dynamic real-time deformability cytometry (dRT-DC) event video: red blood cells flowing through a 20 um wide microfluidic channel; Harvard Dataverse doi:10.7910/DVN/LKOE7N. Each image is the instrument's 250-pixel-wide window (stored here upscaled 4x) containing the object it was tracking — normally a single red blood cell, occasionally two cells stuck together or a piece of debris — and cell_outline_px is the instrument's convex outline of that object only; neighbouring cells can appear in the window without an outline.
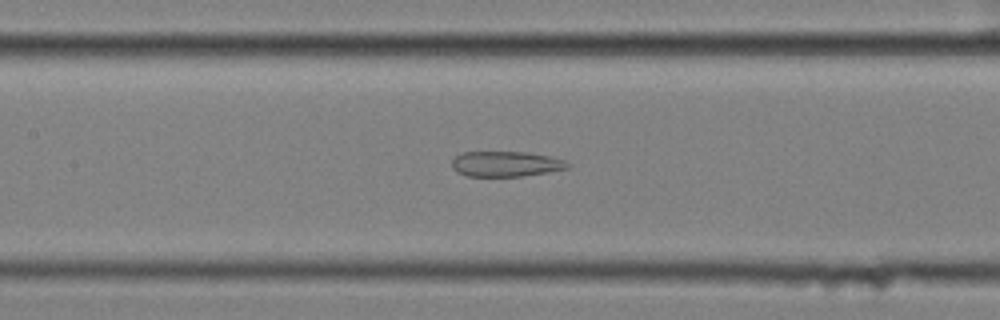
{"species": "common noctule bat (a hibernating species)", "species_latin": "Nyctalus noctula", "temperature_condition": "cold", "stored_images_in_passage": 35, "camera_frame_rate_fps": 3000, "um_per_image_px": 0.085, "animal": {"sex": "female", "body_mass_g": 25.1}, "frame": {"image": 1, "passage_image": 15, "time_ms": 4.667, "image_size_px": [1000, 320], "cell_outline_px": [[572, 164], [568, 168], [548, 172], [520, 176], [464, 176], [456, 172], [452, 168], [452, 160], [456, 156], [464, 152], [528, 152], [548, 156], [564, 160]], "centroid_in_image_um": [42.98, 13.94], "position_along_channel_um": 164.4, "area_um2": 17.11}}
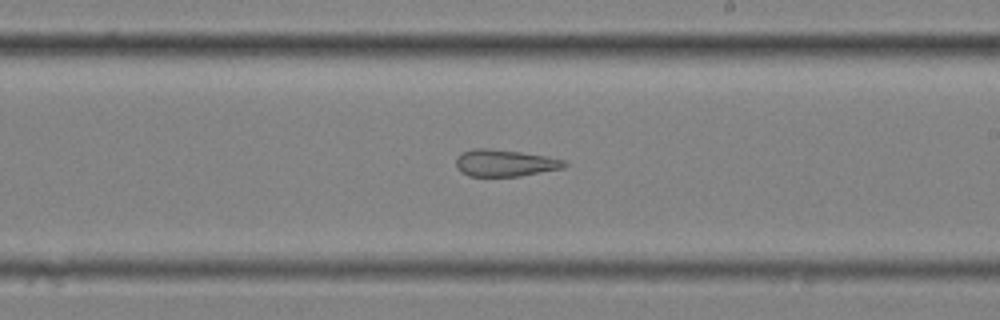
{"frame": {"image": 2, "passage_image": 22, "time_ms": 7.0, "image_size_px": [1000, 320], "cell_outline_px": [[568, 164], [564, 168], [520, 176], [468, 176], [460, 172], [456, 168], [456, 156], [460, 152], [472, 148], [488, 148], [520, 152], [544, 156], [564, 160]], "centroid_in_image_um": [42.85, 13.85], "position_along_channel_um": 246.1, "area_um2": 17.11}}
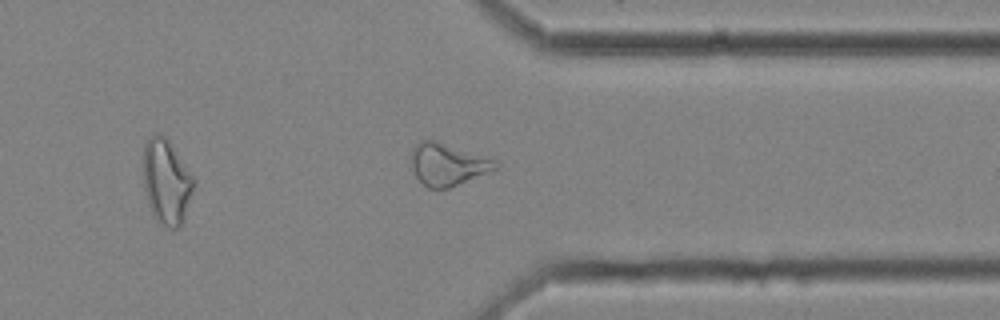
{"frame": {"image": 3, "passage_image": 33, "time_ms": 10.667, "image_size_px": [1000, 320], "cell_outline_px": [[500, 164], [496, 168], [448, 188], [428, 188], [416, 176], [408, 160], [412, 148], [420, 140], [436, 140], [500, 160]], "centroid_in_image_um": [38.03, 13.93], "position_along_channel_um": 373.4, "area_um2": 20.87}}